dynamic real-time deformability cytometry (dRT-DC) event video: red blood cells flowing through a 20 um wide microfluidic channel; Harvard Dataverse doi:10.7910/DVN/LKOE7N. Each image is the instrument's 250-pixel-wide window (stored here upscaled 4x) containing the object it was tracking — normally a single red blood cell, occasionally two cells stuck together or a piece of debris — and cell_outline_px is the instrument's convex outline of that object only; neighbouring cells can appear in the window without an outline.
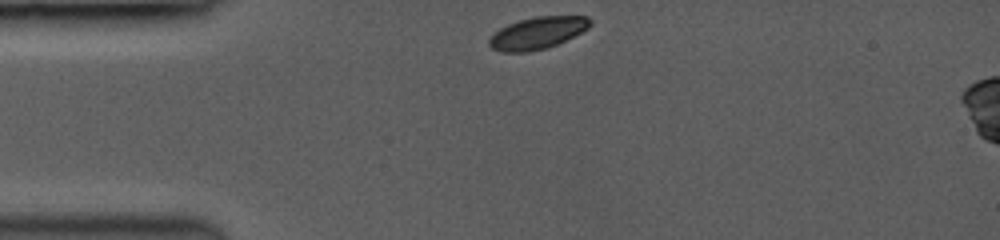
{"species": "common noctule bat (a hibernating species)", "species_latin": "Nyctalus noctula", "temperature_condition": "room temperature", "stored_images_in_passage": 38, "camera_frame_rate_fps": 3500, "um_per_image_px": 0.085, "animal": {"sex": "female", "body_mass_g": 19.0, "forearm_length_mm": 53.3}, "frame": {"image": 1, "passage_image": 1, "time_ms": 0.0, "image_size_px": [1000, 240], "cell_outline_px": [[592, 24], [588, 28], [556, 44], [544, 48], [524, 52], [504, 52], [492, 48], [488, 44], [488, 40], [500, 28], [508, 24], [520, 20], [536, 16], [588, 16], [592, 20]], "centroid_in_image_um": [45.69, 2.79], "position_along_channel_um": 39.3, "area_um2": 18.5}}
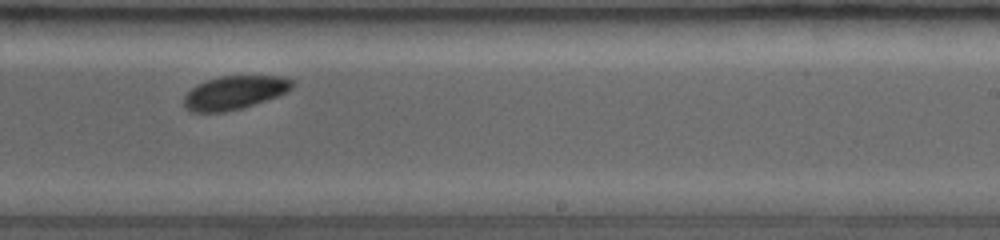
{"frame": {"image": 2, "passage_image": 24, "time_ms": 6.571, "image_size_px": [1000, 240], "cell_outline_px": [[296, 84], [292, 88], [276, 96], [240, 108], [224, 112], [192, 112], [184, 104], [184, 96], [196, 84], [220, 76], [284, 76], [292, 80]], "centroid_in_image_um": [19.93, 7.85], "position_along_channel_um": 269.1, "area_um2": 20.81}}
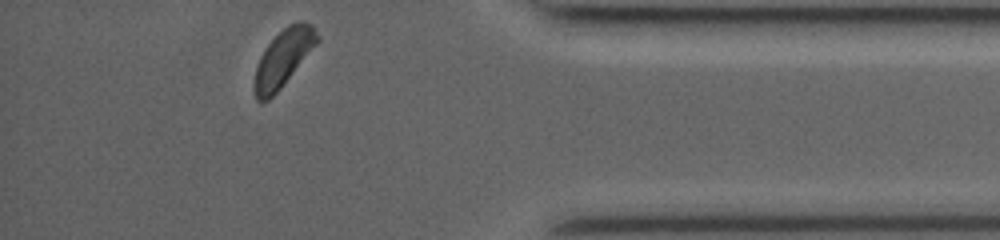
{"frame": {"image": 3, "passage_image": 38, "time_ms": 10.571, "image_size_px": [1000, 240], "cell_outline_px": [[320, 40], [280, 88], [268, 100], [256, 100], [256, 68], [260, 56], [264, 48], [288, 24], [300, 20], [304, 20], [312, 24]], "centroid_in_image_um": [24.12, 4.86], "position_along_channel_um": 411.1, "area_um2": 20.17}, "authors_computed_cell_mechanics": {"area_um2": 20.7213, "velocity_mm_per_s": 3.9523, "shape_relaxation_time_tau1_ms": 1.5121, "shape_relaxation_time_tau2_ms": 10.6527, "deformation_change_tau1": 0.0842, "deformation_change_tau2": 0.0728}}